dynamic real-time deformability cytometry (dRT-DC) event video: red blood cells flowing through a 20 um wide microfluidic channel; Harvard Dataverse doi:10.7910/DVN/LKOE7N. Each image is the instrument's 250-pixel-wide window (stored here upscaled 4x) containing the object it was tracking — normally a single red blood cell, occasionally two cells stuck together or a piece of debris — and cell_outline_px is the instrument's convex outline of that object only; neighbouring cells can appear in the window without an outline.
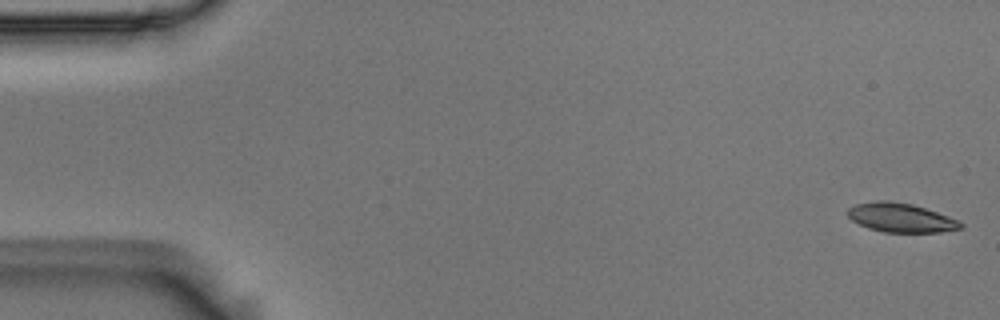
{"species": "Egyptian fruit bat (a non-hibernating species)", "species_latin": "Rousettus aegyptiacus", "temperature_condition": "room temperature", "stored_images_in_passage": 5, "camera_frame_rate_fps": 3000, "um_per_image_px": 0.085, "animal": {"sex": "male"}, "frame": {"image": 1, "passage_image": 1, "time_ms": 0.0, "image_size_px": [1000, 320], "cell_outline_px": [[964, 228], [940, 232], [884, 232], [868, 228], [852, 220], [848, 216], [848, 208], [856, 204], [876, 200], [884, 200], [912, 204], [948, 216], [964, 224]], "centroid_in_image_um": [76.57, 18.51], "position_along_channel_um": 8.4, "area_um2": 18.96}}
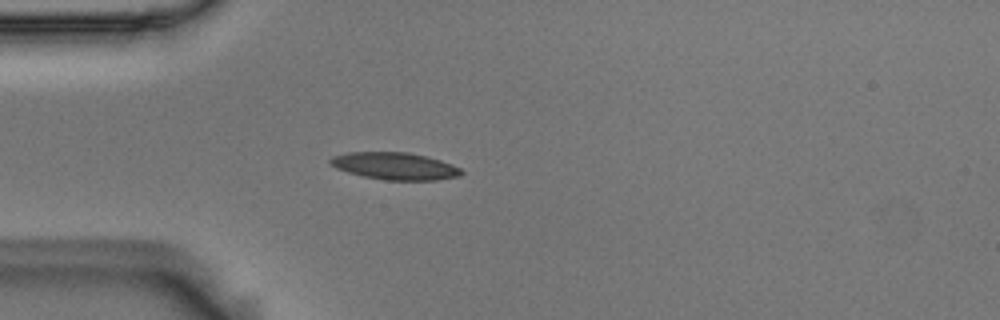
{"frame": {"image": 2, "passage_image": 5, "time_ms": 1.333, "image_size_px": [1000, 320], "cell_outline_px": [[464, 172], [460, 176], [436, 180], [384, 180], [364, 176], [348, 172], [336, 168], [328, 164], [328, 160], [332, 156], [348, 152], [408, 152], [440, 160], [452, 164], [460, 168]], "centroid_in_image_um": [33.54, 14.11], "position_along_channel_um": 51.5, "area_um2": 20.81}}